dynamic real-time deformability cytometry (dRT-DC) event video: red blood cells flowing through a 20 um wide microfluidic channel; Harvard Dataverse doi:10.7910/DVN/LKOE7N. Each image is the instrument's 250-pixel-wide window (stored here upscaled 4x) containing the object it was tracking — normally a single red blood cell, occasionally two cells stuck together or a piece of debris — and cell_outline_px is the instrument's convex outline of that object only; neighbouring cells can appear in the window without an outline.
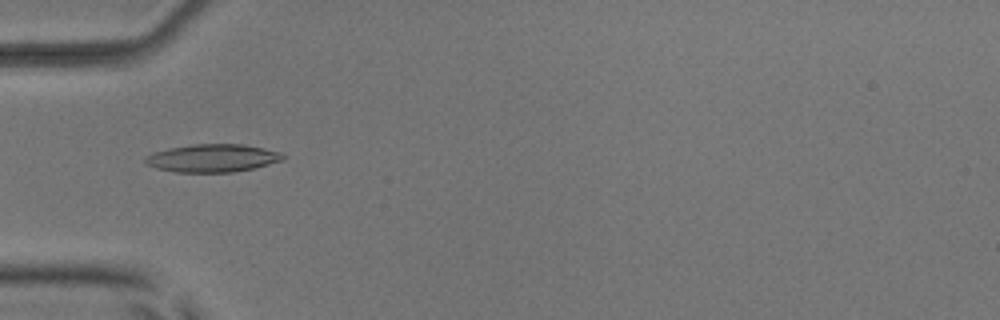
{"species": "common noctule bat (a hibernating species)", "species_latin": "Nyctalus noctula", "temperature_condition": "room temperature", "stored_images_in_passage": 6, "camera_frame_rate_fps": 3000, "um_per_image_px": 0.085, "animal": {"sex": "male", "body_mass_g": 17.9, "forearm_length_mm": 54.2}, "frame": {"image": 1, "passage_image": 5, "time_ms": 4.667, "image_size_px": [1000, 320], "cell_outline_px": [[284, 160], [252, 168], [232, 172], [176, 172], [156, 168], [144, 164], [144, 156], [152, 152], [192, 144], [244, 144], [264, 148], [280, 152], [284, 156]], "centroid_in_image_um": [18.02, 13.43], "position_along_channel_um": 67.0, "area_um2": 22.37}}
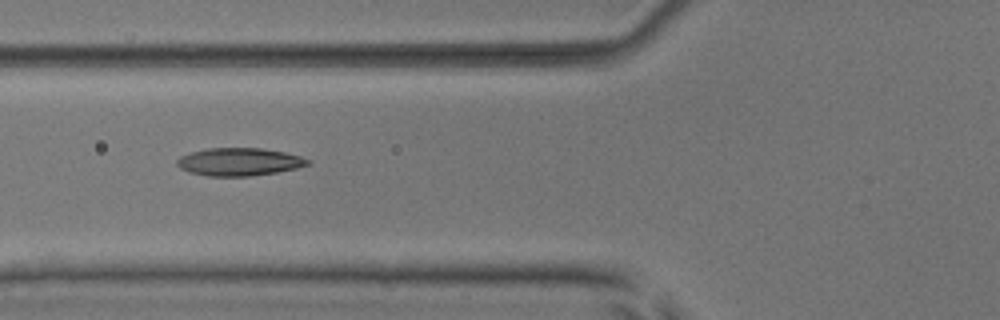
{"frame": {"image": 2, "passage_image": 6, "time_ms": 5.667, "image_size_px": [1000, 320], "cell_outline_px": [[312, 164], [296, 168], [276, 172], [248, 176], [208, 176], [188, 172], [180, 168], [176, 164], [176, 160], [180, 156], [192, 152], [208, 148], [260, 148], [284, 152], [300, 156], [312, 160]], "centroid_in_image_um": [20.34, 13.75], "position_along_channel_um": 105.5, "area_um2": 21.21}}